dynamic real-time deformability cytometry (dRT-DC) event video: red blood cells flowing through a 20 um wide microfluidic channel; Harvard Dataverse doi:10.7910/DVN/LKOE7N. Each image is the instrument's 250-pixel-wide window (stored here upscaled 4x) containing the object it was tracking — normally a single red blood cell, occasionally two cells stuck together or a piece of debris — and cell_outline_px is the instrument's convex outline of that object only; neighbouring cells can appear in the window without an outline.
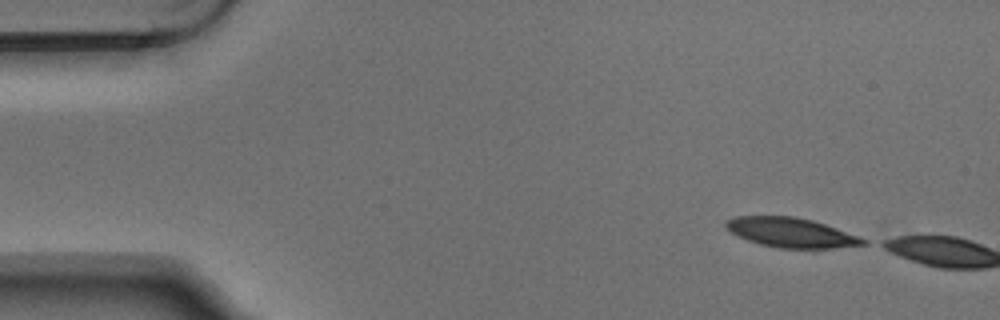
{"species": "Egyptian fruit bat (a non-hibernating species)", "species_latin": "Rousettus aegyptiacus", "temperature_condition": "warm", "stored_images_in_passage": 3, "camera_frame_rate_fps": 3000, "um_per_image_px": 0.085, "animal": {"sex": "male"}, "frame": {"image": 1, "passage_image": 1, "time_ms": 0.0, "image_size_px": [1000, 320], "cell_outline_px": [[868, 244], [832, 248], [780, 248], [760, 244], [748, 240], [732, 232], [724, 224], [724, 220], [732, 216], [796, 216], [812, 220], [860, 236], [868, 240]], "centroid_in_image_um": [67.26, 19.76], "position_along_channel_um": 17.7, "area_um2": 23.64}}